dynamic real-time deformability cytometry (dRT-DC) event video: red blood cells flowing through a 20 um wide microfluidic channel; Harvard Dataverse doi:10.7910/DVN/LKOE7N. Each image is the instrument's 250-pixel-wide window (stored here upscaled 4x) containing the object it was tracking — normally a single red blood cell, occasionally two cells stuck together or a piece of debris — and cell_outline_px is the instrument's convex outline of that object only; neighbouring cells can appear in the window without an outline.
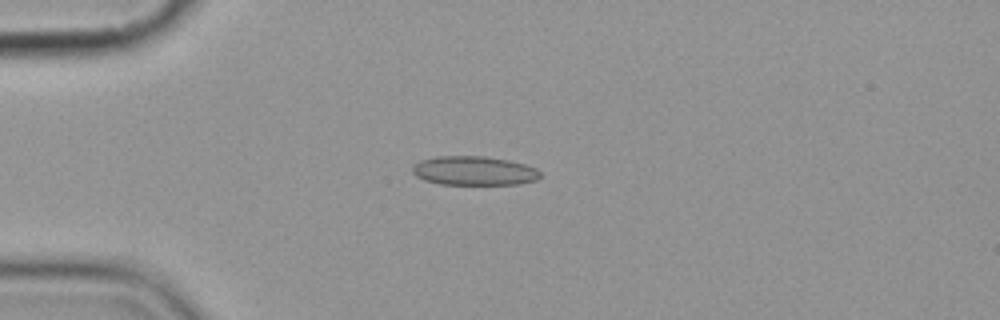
{"species": "common noctule bat (a hibernating species)", "species_latin": "Nyctalus noctula", "temperature_condition": "cold", "stored_images_in_passage": 10, "camera_frame_rate_fps": 3000, "um_per_image_px": 0.085, "animal": {"sex": "female", "body_mass_g": 19.9}, "frame": {"image": 1, "passage_image": 5, "time_ms": 4.667, "image_size_px": [1000, 320], "cell_outline_px": [[540, 176], [536, 180], [516, 184], [440, 184], [424, 180], [416, 176], [412, 172], [412, 164], [420, 160], [436, 156], [484, 156], [508, 160], [524, 164], [536, 168], [540, 172]], "centroid_in_image_um": [40.25, 14.51], "position_along_channel_um": 44.8, "area_um2": 21.68}}
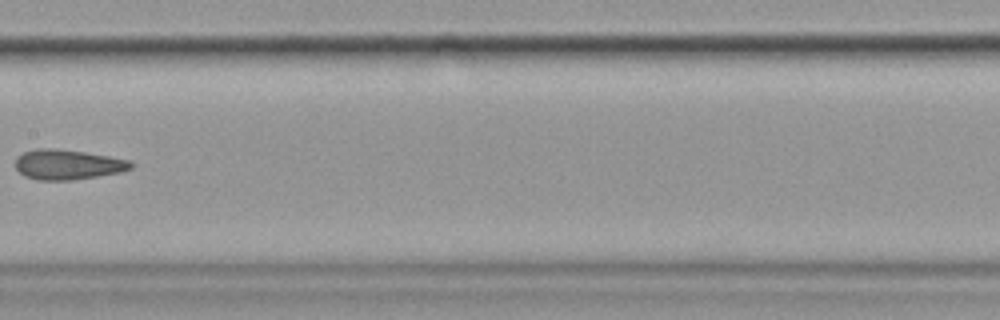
{"frame": {"image": 2, "passage_image": 9, "time_ms": 9.667, "image_size_px": [1000, 320], "cell_outline_px": [[136, 164], [132, 168], [120, 172], [72, 180], [36, 180], [24, 176], [16, 168], [16, 156], [24, 152], [36, 148], [52, 148], [84, 152], [108, 156], [128, 160]], "centroid_in_image_um": [5.74, 13.99], "position_along_channel_um": 201.7, "area_um2": 20.17}}
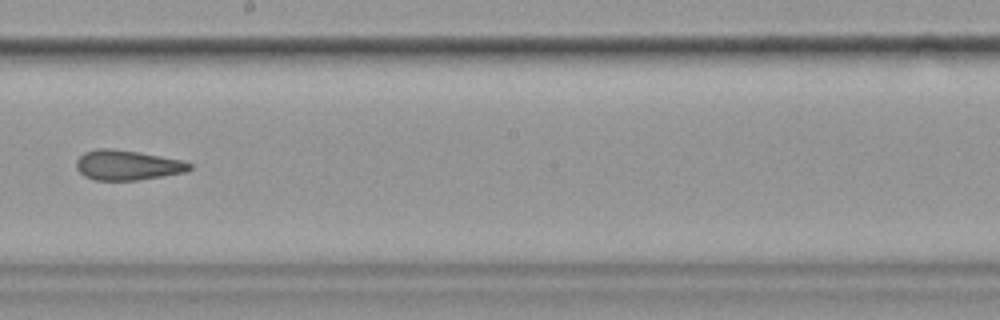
{"frame": {"image": 3, "passage_image": 10, "time_ms": 10.667, "image_size_px": [1000, 320], "cell_outline_px": [[192, 168], [188, 172], [140, 180], [92, 180], [84, 176], [76, 168], [76, 160], [84, 152], [96, 148], [108, 148], [140, 152], [184, 160], [192, 164]], "centroid_in_image_um": [10.85, 14.04], "position_along_channel_um": 237.3, "area_um2": 20.11}}